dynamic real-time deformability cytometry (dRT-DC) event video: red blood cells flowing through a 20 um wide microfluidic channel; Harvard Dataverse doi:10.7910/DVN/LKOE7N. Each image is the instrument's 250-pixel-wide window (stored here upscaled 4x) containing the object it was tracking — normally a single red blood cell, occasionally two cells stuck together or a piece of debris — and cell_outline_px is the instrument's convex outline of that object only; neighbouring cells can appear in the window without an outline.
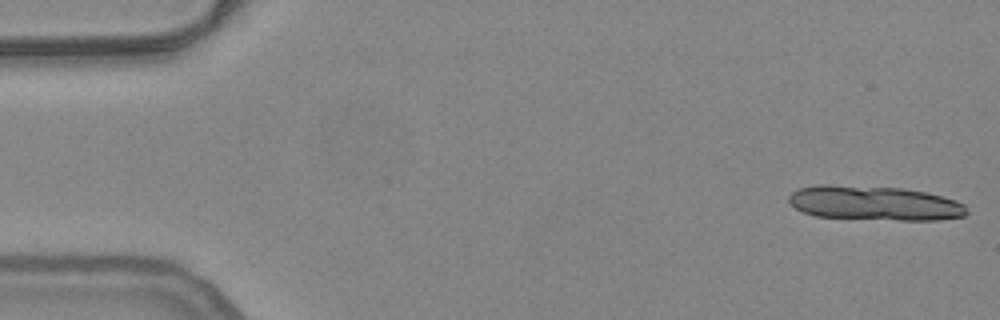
{"species": "common noctule bat (a hibernating species)", "species_latin": "Nyctalus noctula", "temperature_condition": "warm", "stored_images_in_passage": 12, "camera_frame_rate_fps": 3000, "um_per_image_px": 0.085, "animal": {"sex": "female", "body_mass_g": 24.6, "forearm_length_mm": 56.2}, "frame": {"image": 1, "passage_image": 1, "time_ms": 0.0, "image_size_px": [1000, 320], "cell_outline_px": [[968, 212], [964, 216], [936, 220], [900, 220], [816, 216], [804, 212], [796, 208], [788, 200], [788, 196], [796, 188], [816, 184], [828, 184], [904, 188], [924, 192], [956, 200], [964, 204], [968, 208]], "centroid_in_image_um": [74.31, 17.25], "position_along_channel_um": 10.7, "area_um2": 35.84}}